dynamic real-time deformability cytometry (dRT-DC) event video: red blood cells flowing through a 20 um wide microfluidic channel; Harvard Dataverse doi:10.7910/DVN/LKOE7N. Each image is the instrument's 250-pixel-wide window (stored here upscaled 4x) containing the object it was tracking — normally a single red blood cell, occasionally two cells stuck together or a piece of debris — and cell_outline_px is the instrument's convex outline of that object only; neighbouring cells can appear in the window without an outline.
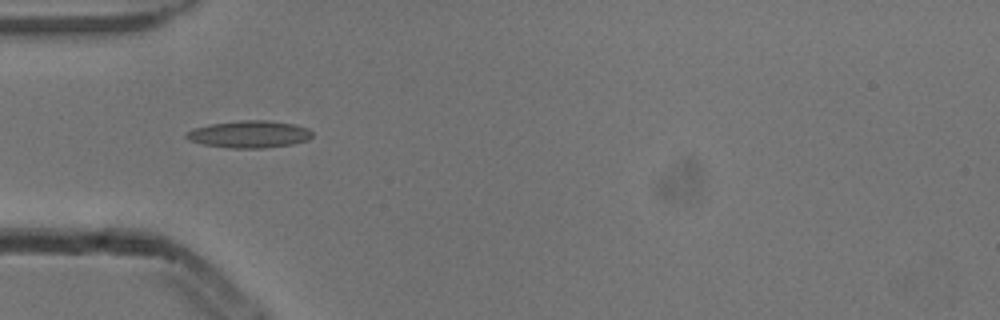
{"species": "common noctule bat (a hibernating species)", "species_latin": "Nyctalus noctula", "temperature_condition": "cold", "stored_images_in_passage": 2, "camera_frame_rate_fps": 3000, "um_per_image_px": 0.085, "animal": {"sex": "male", "body_mass_g": 13.3}, "frame": {"image": 1, "passage_image": 1, "time_ms": 0.0, "image_size_px": [1000, 320], "cell_outline_px": [[312, 136], [308, 140], [292, 144], [264, 148], [228, 148], [204, 144], [188, 140], [184, 136], [192, 128], [208, 124], [240, 120], [264, 120], [292, 124], [308, 128], [312, 132]], "centroid_in_image_um": [21.16, 11.41], "position_along_channel_um": 63.8, "area_um2": 19.94}}
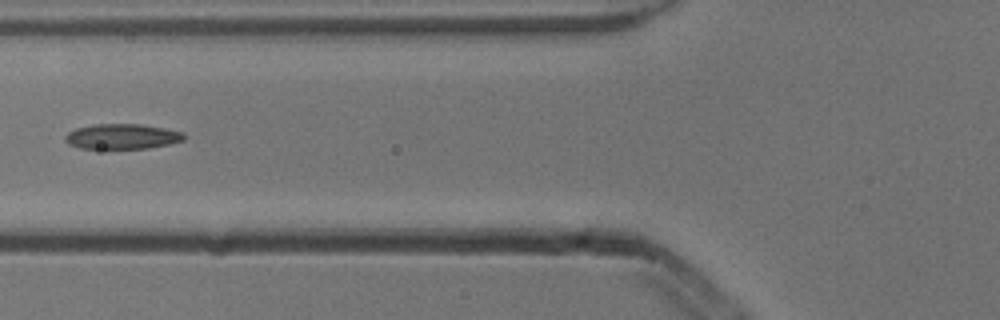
{"frame": {"image": 2, "passage_image": 2, "time_ms": 0.333, "image_size_px": [1000, 320], "cell_outline_px": [[184, 140], [168, 144], [148, 148], [80, 148], [68, 144], [64, 140], [64, 136], [68, 132], [76, 128], [92, 124], [140, 124], [164, 128], [184, 132]], "centroid_in_image_um": [10.35, 11.59], "position_along_channel_um": 115.5, "area_um2": 17.4}}